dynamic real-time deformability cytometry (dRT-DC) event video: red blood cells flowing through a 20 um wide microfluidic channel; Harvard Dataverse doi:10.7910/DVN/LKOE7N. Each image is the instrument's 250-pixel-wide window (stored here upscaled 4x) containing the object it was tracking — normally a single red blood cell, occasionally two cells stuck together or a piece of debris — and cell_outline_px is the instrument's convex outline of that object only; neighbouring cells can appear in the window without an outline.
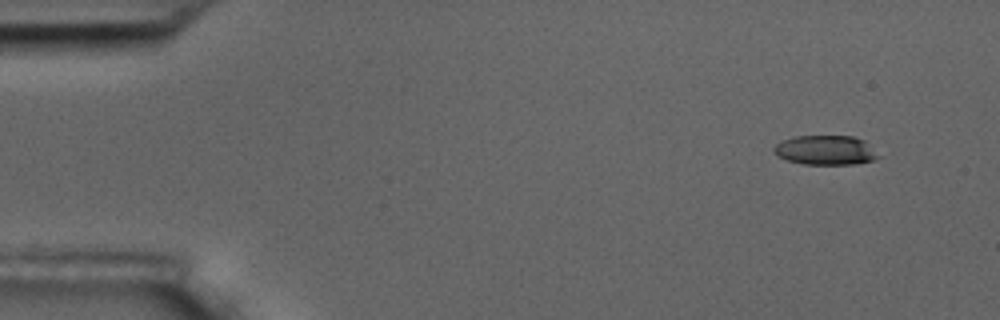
{"species": "common noctule bat (a hibernating species)", "species_latin": "Nyctalus noctula", "temperature_condition": "room temperature", "stored_images_in_passage": 14, "camera_frame_rate_fps": 3000, "um_per_image_px": 0.085, "animal": {"sex": "male", "body_mass_g": 17.5, "forearm_length_mm": 52.3}, "frame": {"image": 1, "passage_image": 1, "time_ms": 0.0, "image_size_px": [1000, 320], "cell_outline_px": [[880, 156], [872, 160], [852, 164], [804, 164], [788, 160], [776, 156], [772, 152], [772, 148], [776, 144], [784, 140], [796, 136], [852, 136], [864, 140]], "centroid_in_image_um": [70.13, 12.76], "position_along_channel_um": 14.9, "area_um2": 17.8}}
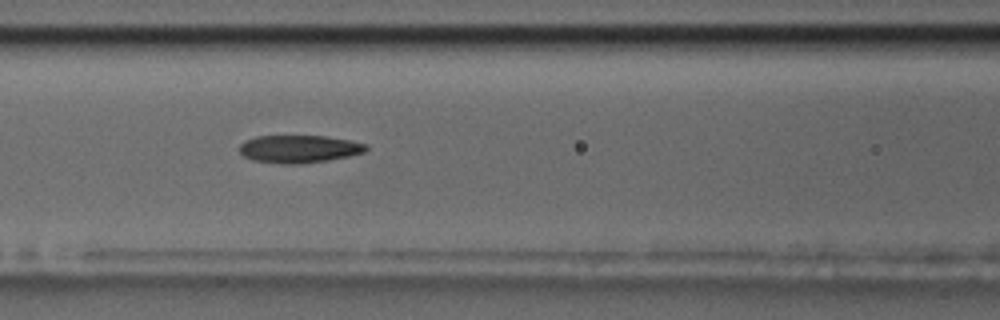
{"frame": {"image": 2, "passage_image": 6, "time_ms": 6.667, "image_size_px": [1000, 320], "cell_outline_px": [[368, 148], [364, 152], [348, 156], [328, 160], [300, 164], [284, 164], [252, 160], [244, 156], [240, 152], [240, 144], [244, 140], [256, 136], [328, 136], [352, 140], [368, 144]], "centroid_in_image_um": [25.43, 12.65], "position_along_channel_um": 141.2, "area_um2": 20.58}}
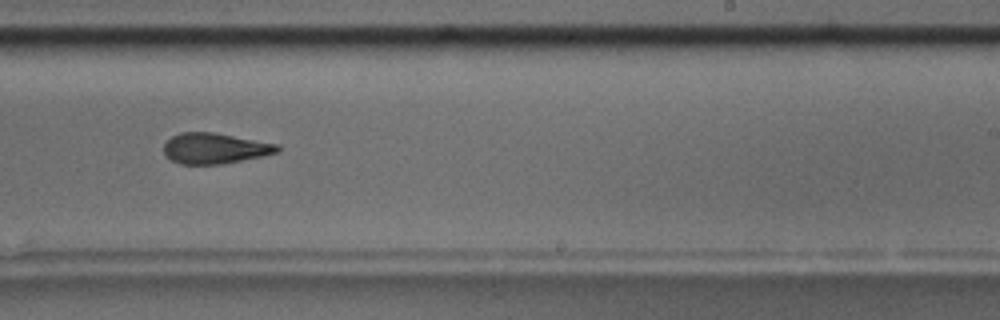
{"frame": {"image": 3, "passage_image": 9, "time_ms": 10.333, "image_size_px": [1000, 320], "cell_outline_px": [[280, 152], [220, 164], [180, 164], [172, 160], [164, 152], [164, 144], [172, 136], [180, 132], [212, 132], [280, 144]], "centroid_in_image_um": [18.27, 12.6], "position_along_channel_um": 270.7, "area_um2": 20.11}, "authors_computed_cell_mechanics": {"area_um2": 20.4901, "velocity_mm_per_s": 3.5524, "shape_relaxation_time_tau1_ms": 3.3541, "shape_relaxation_time_tau2_ms": 2.0276, "deformation_change_tau1": 0.1478, "deformation_change_tau2": 0.1082}}